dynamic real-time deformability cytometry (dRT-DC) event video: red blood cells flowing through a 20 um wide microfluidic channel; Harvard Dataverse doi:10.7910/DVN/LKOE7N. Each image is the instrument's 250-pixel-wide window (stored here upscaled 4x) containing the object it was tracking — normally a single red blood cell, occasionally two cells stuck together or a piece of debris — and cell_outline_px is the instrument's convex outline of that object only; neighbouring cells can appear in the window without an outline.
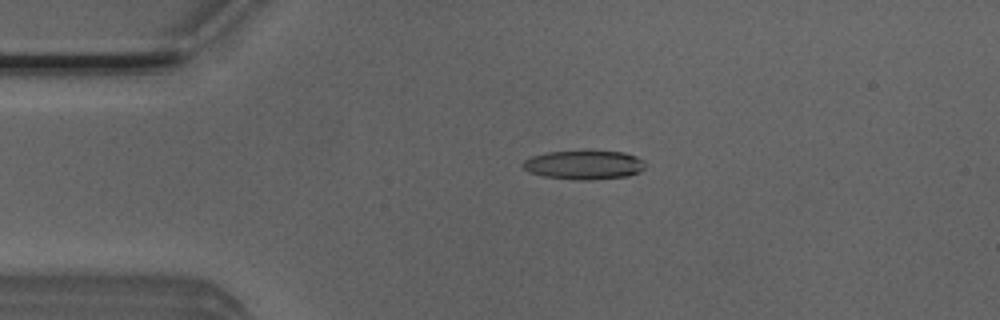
{"species": "Egyptian fruit bat (a non-hibernating species)", "species_latin": "Rousettus aegyptiacus", "temperature_condition": "room temperature", "stored_images_in_passage": 42, "camera_frame_rate_fps": 3000, "um_per_image_px": 0.085, "animal": {"sex": "male"}, "frame": {"image": 1, "passage_image": 1, "time_ms": 0.0, "image_size_px": [1000, 320], "cell_outline_px": [[644, 168], [640, 172], [628, 176], [588, 180], [580, 180], [544, 176], [528, 172], [524, 168], [524, 160], [532, 156], [548, 152], [624, 152], [636, 156], [644, 160]], "centroid_in_image_um": [49.67, 14.03], "position_along_channel_um": 35.3, "area_um2": 20.29}}
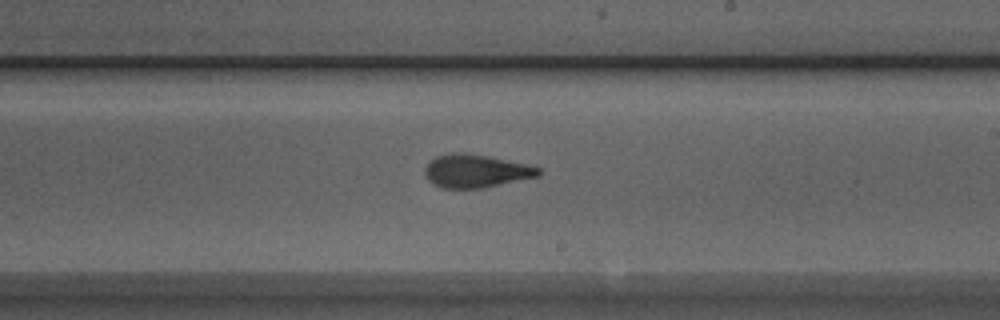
{"frame": {"image": 2, "passage_image": 20, "time_ms": 6.333, "image_size_px": [1000, 320], "cell_outline_px": [[540, 176], [484, 188], [444, 188], [432, 184], [428, 180], [424, 172], [424, 168], [436, 156], [456, 152], [484, 156], [528, 164], [540, 168]], "centroid_in_image_um": [40.45, 14.55], "position_along_channel_um": 248.5, "area_um2": 21.73}}
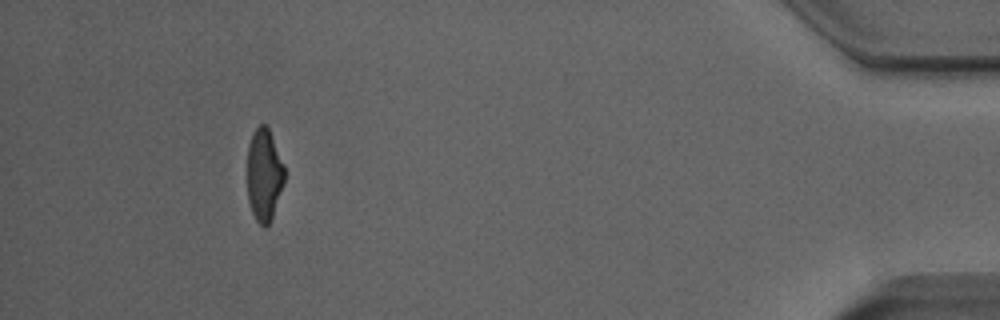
{"frame": {"image": 3, "passage_image": 38, "time_ms": 12.333, "image_size_px": [1000, 320], "cell_outline_px": [[284, 184], [272, 216], [268, 224], [264, 228], [256, 220], [252, 212], [248, 200], [248, 144], [252, 132], [260, 124], [264, 124], [268, 128], [284, 168]], "centroid_in_image_um": [22.43, 14.87], "position_along_channel_um": 412.8, "area_um2": 19.65}, "authors_computed_cell_mechanics": {"area_um2": 21.5305, "velocity_mm_per_s": 3.8945, "shape_relaxation_time_tau1_ms": 5.7104, "shape_relaxation_time_tau2_ms": 1.705, "deformation_change_tau1": 0.1959, "deformation_change_tau2": 0.101}}